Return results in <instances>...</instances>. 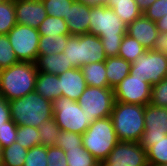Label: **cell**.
Segmentation results:
<instances>
[{
	"label": "cell",
	"mask_w": 167,
	"mask_h": 166,
	"mask_svg": "<svg viewBox=\"0 0 167 166\" xmlns=\"http://www.w3.org/2000/svg\"><path fill=\"white\" fill-rule=\"evenodd\" d=\"M89 16V34L99 36L107 57L118 56L127 25L105 4L91 6Z\"/></svg>",
	"instance_id": "obj_1"
},
{
	"label": "cell",
	"mask_w": 167,
	"mask_h": 166,
	"mask_svg": "<svg viewBox=\"0 0 167 166\" xmlns=\"http://www.w3.org/2000/svg\"><path fill=\"white\" fill-rule=\"evenodd\" d=\"M38 70L35 63L18 62L0 72V96L12 101L35 91Z\"/></svg>",
	"instance_id": "obj_2"
},
{
	"label": "cell",
	"mask_w": 167,
	"mask_h": 166,
	"mask_svg": "<svg viewBox=\"0 0 167 166\" xmlns=\"http://www.w3.org/2000/svg\"><path fill=\"white\" fill-rule=\"evenodd\" d=\"M10 117L17 126L38 128L46 120L53 117L52 102L35 91L26 96L8 101Z\"/></svg>",
	"instance_id": "obj_3"
},
{
	"label": "cell",
	"mask_w": 167,
	"mask_h": 166,
	"mask_svg": "<svg viewBox=\"0 0 167 166\" xmlns=\"http://www.w3.org/2000/svg\"><path fill=\"white\" fill-rule=\"evenodd\" d=\"M145 106L115 101L111 120L119 141L140 142L145 131Z\"/></svg>",
	"instance_id": "obj_4"
},
{
	"label": "cell",
	"mask_w": 167,
	"mask_h": 166,
	"mask_svg": "<svg viewBox=\"0 0 167 166\" xmlns=\"http://www.w3.org/2000/svg\"><path fill=\"white\" fill-rule=\"evenodd\" d=\"M118 142L110 117L95 120L82 135V145L98 161L106 160Z\"/></svg>",
	"instance_id": "obj_5"
},
{
	"label": "cell",
	"mask_w": 167,
	"mask_h": 166,
	"mask_svg": "<svg viewBox=\"0 0 167 166\" xmlns=\"http://www.w3.org/2000/svg\"><path fill=\"white\" fill-rule=\"evenodd\" d=\"M68 62L74 68L88 65L93 62H102L107 59L103 44L99 36L92 34L71 35L64 49Z\"/></svg>",
	"instance_id": "obj_6"
},
{
	"label": "cell",
	"mask_w": 167,
	"mask_h": 166,
	"mask_svg": "<svg viewBox=\"0 0 167 166\" xmlns=\"http://www.w3.org/2000/svg\"><path fill=\"white\" fill-rule=\"evenodd\" d=\"M53 117L62 131L83 135L95 119L88 118L78 102L60 96L52 102Z\"/></svg>",
	"instance_id": "obj_7"
},
{
	"label": "cell",
	"mask_w": 167,
	"mask_h": 166,
	"mask_svg": "<svg viewBox=\"0 0 167 166\" xmlns=\"http://www.w3.org/2000/svg\"><path fill=\"white\" fill-rule=\"evenodd\" d=\"M77 102L88 118L110 117L115 103L114 90L87 86Z\"/></svg>",
	"instance_id": "obj_8"
},
{
	"label": "cell",
	"mask_w": 167,
	"mask_h": 166,
	"mask_svg": "<svg viewBox=\"0 0 167 166\" xmlns=\"http://www.w3.org/2000/svg\"><path fill=\"white\" fill-rule=\"evenodd\" d=\"M130 75L146 78L152 86L167 78V54L147 50L131 63Z\"/></svg>",
	"instance_id": "obj_9"
},
{
	"label": "cell",
	"mask_w": 167,
	"mask_h": 166,
	"mask_svg": "<svg viewBox=\"0 0 167 166\" xmlns=\"http://www.w3.org/2000/svg\"><path fill=\"white\" fill-rule=\"evenodd\" d=\"M7 36L19 61L35 63L40 38L38 29L16 24Z\"/></svg>",
	"instance_id": "obj_10"
},
{
	"label": "cell",
	"mask_w": 167,
	"mask_h": 166,
	"mask_svg": "<svg viewBox=\"0 0 167 166\" xmlns=\"http://www.w3.org/2000/svg\"><path fill=\"white\" fill-rule=\"evenodd\" d=\"M151 89L146 78L130 74L113 88L115 101L143 106L150 102Z\"/></svg>",
	"instance_id": "obj_11"
},
{
	"label": "cell",
	"mask_w": 167,
	"mask_h": 166,
	"mask_svg": "<svg viewBox=\"0 0 167 166\" xmlns=\"http://www.w3.org/2000/svg\"><path fill=\"white\" fill-rule=\"evenodd\" d=\"M106 160L113 166H149L147 152L140 142L119 141Z\"/></svg>",
	"instance_id": "obj_12"
},
{
	"label": "cell",
	"mask_w": 167,
	"mask_h": 166,
	"mask_svg": "<svg viewBox=\"0 0 167 166\" xmlns=\"http://www.w3.org/2000/svg\"><path fill=\"white\" fill-rule=\"evenodd\" d=\"M145 131L141 141H158L167 135V107L145 105Z\"/></svg>",
	"instance_id": "obj_13"
},
{
	"label": "cell",
	"mask_w": 167,
	"mask_h": 166,
	"mask_svg": "<svg viewBox=\"0 0 167 166\" xmlns=\"http://www.w3.org/2000/svg\"><path fill=\"white\" fill-rule=\"evenodd\" d=\"M16 24L38 29L47 17L42 0H15Z\"/></svg>",
	"instance_id": "obj_14"
},
{
	"label": "cell",
	"mask_w": 167,
	"mask_h": 166,
	"mask_svg": "<svg viewBox=\"0 0 167 166\" xmlns=\"http://www.w3.org/2000/svg\"><path fill=\"white\" fill-rule=\"evenodd\" d=\"M126 34L135 38L147 50H153L159 31L156 22L142 15L127 26Z\"/></svg>",
	"instance_id": "obj_15"
},
{
	"label": "cell",
	"mask_w": 167,
	"mask_h": 166,
	"mask_svg": "<svg viewBox=\"0 0 167 166\" xmlns=\"http://www.w3.org/2000/svg\"><path fill=\"white\" fill-rule=\"evenodd\" d=\"M91 5L74 0L65 18L70 35H83L89 33Z\"/></svg>",
	"instance_id": "obj_16"
},
{
	"label": "cell",
	"mask_w": 167,
	"mask_h": 166,
	"mask_svg": "<svg viewBox=\"0 0 167 166\" xmlns=\"http://www.w3.org/2000/svg\"><path fill=\"white\" fill-rule=\"evenodd\" d=\"M60 80V91L63 97L78 101L87 87L80 68H72L58 75Z\"/></svg>",
	"instance_id": "obj_17"
},
{
	"label": "cell",
	"mask_w": 167,
	"mask_h": 166,
	"mask_svg": "<svg viewBox=\"0 0 167 166\" xmlns=\"http://www.w3.org/2000/svg\"><path fill=\"white\" fill-rule=\"evenodd\" d=\"M35 65L38 71L55 75H60L74 68L71 62L66 59L64 52L37 56Z\"/></svg>",
	"instance_id": "obj_18"
},
{
	"label": "cell",
	"mask_w": 167,
	"mask_h": 166,
	"mask_svg": "<svg viewBox=\"0 0 167 166\" xmlns=\"http://www.w3.org/2000/svg\"><path fill=\"white\" fill-rule=\"evenodd\" d=\"M35 92L51 102L62 96L58 75L38 71Z\"/></svg>",
	"instance_id": "obj_19"
},
{
	"label": "cell",
	"mask_w": 167,
	"mask_h": 166,
	"mask_svg": "<svg viewBox=\"0 0 167 166\" xmlns=\"http://www.w3.org/2000/svg\"><path fill=\"white\" fill-rule=\"evenodd\" d=\"M105 68L109 88H114L129 75L131 63L119 56L107 57Z\"/></svg>",
	"instance_id": "obj_20"
},
{
	"label": "cell",
	"mask_w": 167,
	"mask_h": 166,
	"mask_svg": "<svg viewBox=\"0 0 167 166\" xmlns=\"http://www.w3.org/2000/svg\"><path fill=\"white\" fill-rule=\"evenodd\" d=\"M105 5L112 8L127 26L143 15L135 0H106Z\"/></svg>",
	"instance_id": "obj_21"
},
{
	"label": "cell",
	"mask_w": 167,
	"mask_h": 166,
	"mask_svg": "<svg viewBox=\"0 0 167 166\" xmlns=\"http://www.w3.org/2000/svg\"><path fill=\"white\" fill-rule=\"evenodd\" d=\"M147 152L149 166L167 164V135L158 141H140Z\"/></svg>",
	"instance_id": "obj_22"
},
{
	"label": "cell",
	"mask_w": 167,
	"mask_h": 166,
	"mask_svg": "<svg viewBox=\"0 0 167 166\" xmlns=\"http://www.w3.org/2000/svg\"><path fill=\"white\" fill-rule=\"evenodd\" d=\"M84 76L87 86L91 87H109L107 77L105 61L93 62L85 66L80 67Z\"/></svg>",
	"instance_id": "obj_23"
},
{
	"label": "cell",
	"mask_w": 167,
	"mask_h": 166,
	"mask_svg": "<svg viewBox=\"0 0 167 166\" xmlns=\"http://www.w3.org/2000/svg\"><path fill=\"white\" fill-rule=\"evenodd\" d=\"M70 36L61 34L59 36H40L38 56L64 52Z\"/></svg>",
	"instance_id": "obj_24"
},
{
	"label": "cell",
	"mask_w": 167,
	"mask_h": 166,
	"mask_svg": "<svg viewBox=\"0 0 167 166\" xmlns=\"http://www.w3.org/2000/svg\"><path fill=\"white\" fill-rule=\"evenodd\" d=\"M38 32L40 36L70 35L66 20L49 15L40 24Z\"/></svg>",
	"instance_id": "obj_25"
},
{
	"label": "cell",
	"mask_w": 167,
	"mask_h": 166,
	"mask_svg": "<svg viewBox=\"0 0 167 166\" xmlns=\"http://www.w3.org/2000/svg\"><path fill=\"white\" fill-rule=\"evenodd\" d=\"M28 149L22 147L18 142L2 148L1 163L10 166H23Z\"/></svg>",
	"instance_id": "obj_26"
},
{
	"label": "cell",
	"mask_w": 167,
	"mask_h": 166,
	"mask_svg": "<svg viewBox=\"0 0 167 166\" xmlns=\"http://www.w3.org/2000/svg\"><path fill=\"white\" fill-rule=\"evenodd\" d=\"M147 51L135 38L125 34L120 45L118 56L133 63L141 54Z\"/></svg>",
	"instance_id": "obj_27"
},
{
	"label": "cell",
	"mask_w": 167,
	"mask_h": 166,
	"mask_svg": "<svg viewBox=\"0 0 167 166\" xmlns=\"http://www.w3.org/2000/svg\"><path fill=\"white\" fill-rule=\"evenodd\" d=\"M68 166H98V160L83 145L65 152Z\"/></svg>",
	"instance_id": "obj_28"
},
{
	"label": "cell",
	"mask_w": 167,
	"mask_h": 166,
	"mask_svg": "<svg viewBox=\"0 0 167 166\" xmlns=\"http://www.w3.org/2000/svg\"><path fill=\"white\" fill-rule=\"evenodd\" d=\"M15 25V0H3L0 2V34L7 35Z\"/></svg>",
	"instance_id": "obj_29"
},
{
	"label": "cell",
	"mask_w": 167,
	"mask_h": 166,
	"mask_svg": "<svg viewBox=\"0 0 167 166\" xmlns=\"http://www.w3.org/2000/svg\"><path fill=\"white\" fill-rule=\"evenodd\" d=\"M61 129L56 124L54 117L46 120L38 127V133L40 135L41 145L44 146H56L57 137L60 134Z\"/></svg>",
	"instance_id": "obj_30"
},
{
	"label": "cell",
	"mask_w": 167,
	"mask_h": 166,
	"mask_svg": "<svg viewBox=\"0 0 167 166\" xmlns=\"http://www.w3.org/2000/svg\"><path fill=\"white\" fill-rule=\"evenodd\" d=\"M16 142L26 149L41 145L38 128L31 126H17Z\"/></svg>",
	"instance_id": "obj_31"
},
{
	"label": "cell",
	"mask_w": 167,
	"mask_h": 166,
	"mask_svg": "<svg viewBox=\"0 0 167 166\" xmlns=\"http://www.w3.org/2000/svg\"><path fill=\"white\" fill-rule=\"evenodd\" d=\"M20 62L7 35L0 34V68L5 69Z\"/></svg>",
	"instance_id": "obj_32"
},
{
	"label": "cell",
	"mask_w": 167,
	"mask_h": 166,
	"mask_svg": "<svg viewBox=\"0 0 167 166\" xmlns=\"http://www.w3.org/2000/svg\"><path fill=\"white\" fill-rule=\"evenodd\" d=\"M74 0H42L49 16L65 18L68 16L69 8Z\"/></svg>",
	"instance_id": "obj_33"
},
{
	"label": "cell",
	"mask_w": 167,
	"mask_h": 166,
	"mask_svg": "<svg viewBox=\"0 0 167 166\" xmlns=\"http://www.w3.org/2000/svg\"><path fill=\"white\" fill-rule=\"evenodd\" d=\"M47 146L38 145L28 149L23 166H47Z\"/></svg>",
	"instance_id": "obj_34"
},
{
	"label": "cell",
	"mask_w": 167,
	"mask_h": 166,
	"mask_svg": "<svg viewBox=\"0 0 167 166\" xmlns=\"http://www.w3.org/2000/svg\"><path fill=\"white\" fill-rule=\"evenodd\" d=\"M57 147L63 149L65 152L82 145V135L70 131H62L58 135Z\"/></svg>",
	"instance_id": "obj_35"
},
{
	"label": "cell",
	"mask_w": 167,
	"mask_h": 166,
	"mask_svg": "<svg viewBox=\"0 0 167 166\" xmlns=\"http://www.w3.org/2000/svg\"><path fill=\"white\" fill-rule=\"evenodd\" d=\"M150 104L167 107V78L152 86Z\"/></svg>",
	"instance_id": "obj_36"
},
{
	"label": "cell",
	"mask_w": 167,
	"mask_h": 166,
	"mask_svg": "<svg viewBox=\"0 0 167 166\" xmlns=\"http://www.w3.org/2000/svg\"><path fill=\"white\" fill-rule=\"evenodd\" d=\"M17 124L13 120L3 123L0 127V145L2 148L16 142Z\"/></svg>",
	"instance_id": "obj_37"
},
{
	"label": "cell",
	"mask_w": 167,
	"mask_h": 166,
	"mask_svg": "<svg viewBox=\"0 0 167 166\" xmlns=\"http://www.w3.org/2000/svg\"><path fill=\"white\" fill-rule=\"evenodd\" d=\"M166 14H167V0L154 1L153 4L143 12V15L146 18L154 22H157Z\"/></svg>",
	"instance_id": "obj_38"
},
{
	"label": "cell",
	"mask_w": 167,
	"mask_h": 166,
	"mask_svg": "<svg viewBox=\"0 0 167 166\" xmlns=\"http://www.w3.org/2000/svg\"><path fill=\"white\" fill-rule=\"evenodd\" d=\"M47 166H68L65 151L57 146L47 147Z\"/></svg>",
	"instance_id": "obj_39"
},
{
	"label": "cell",
	"mask_w": 167,
	"mask_h": 166,
	"mask_svg": "<svg viewBox=\"0 0 167 166\" xmlns=\"http://www.w3.org/2000/svg\"><path fill=\"white\" fill-rule=\"evenodd\" d=\"M9 120H11L9 103L5 98L0 96V127Z\"/></svg>",
	"instance_id": "obj_40"
},
{
	"label": "cell",
	"mask_w": 167,
	"mask_h": 166,
	"mask_svg": "<svg viewBox=\"0 0 167 166\" xmlns=\"http://www.w3.org/2000/svg\"><path fill=\"white\" fill-rule=\"evenodd\" d=\"M153 50L160 51L162 53L167 54V34L166 33H159L154 45Z\"/></svg>",
	"instance_id": "obj_41"
},
{
	"label": "cell",
	"mask_w": 167,
	"mask_h": 166,
	"mask_svg": "<svg viewBox=\"0 0 167 166\" xmlns=\"http://www.w3.org/2000/svg\"><path fill=\"white\" fill-rule=\"evenodd\" d=\"M157 28L159 33H166L167 34V14L164 15L161 19H159L157 22Z\"/></svg>",
	"instance_id": "obj_42"
},
{
	"label": "cell",
	"mask_w": 167,
	"mask_h": 166,
	"mask_svg": "<svg viewBox=\"0 0 167 166\" xmlns=\"http://www.w3.org/2000/svg\"><path fill=\"white\" fill-rule=\"evenodd\" d=\"M140 10L144 12L148 7H150L156 0H135Z\"/></svg>",
	"instance_id": "obj_43"
},
{
	"label": "cell",
	"mask_w": 167,
	"mask_h": 166,
	"mask_svg": "<svg viewBox=\"0 0 167 166\" xmlns=\"http://www.w3.org/2000/svg\"><path fill=\"white\" fill-rule=\"evenodd\" d=\"M79 1L91 6L104 5L106 3V0H79Z\"/></svg>",
	"instance_id": "obj_44"
},
{
	"label": "cell",
	"mask_w": 167,
	"mask_h": 166,
	"mask_svg": "<svg viewBox=\"0 0 167 166\" xmlns=\"http://www.w3.org/2000/svg\"><path fill=\"white\" fill-rule=\"evenodd\" d=\"M98 166H113V164L108 162L107 160H102L98 162Z\"/></svg>",
	"instance_id": "obj_45"
},
{
	"label": "cell",
	"mask_w": 167,
	"mask_h": 166,
	"mask_svg": "<svg viewBox=\"0 0 167 166\" xmlns=\"http://www.w3.org/2000/svg\"><path fill=\"white\" fill-rule=\"evenodd\" d=\"M1 153H2V147H1V145H0V157H1Z\"/></svg>",
	"instance_id": "obj_46"
}]
</instances>
